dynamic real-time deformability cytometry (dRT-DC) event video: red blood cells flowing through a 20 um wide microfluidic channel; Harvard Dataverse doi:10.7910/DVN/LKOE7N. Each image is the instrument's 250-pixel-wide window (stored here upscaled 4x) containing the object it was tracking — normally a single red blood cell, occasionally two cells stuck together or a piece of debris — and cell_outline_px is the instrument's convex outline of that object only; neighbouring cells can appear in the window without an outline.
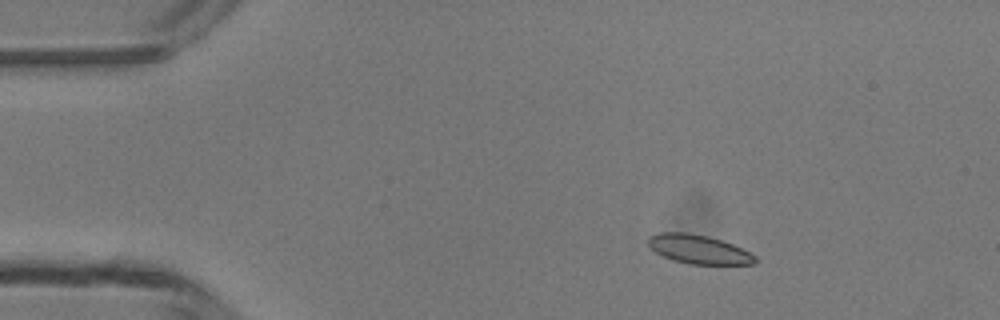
{"species": "common noctule bat (a hibernating species)", "species_latin": "Nyctalus noctula", "temperature_condition": "room temperature", "stored_images_in_passage": 48, "camera_frame_rate_fps": 3000, "um_per_image_px": 0.085, "animal": {"sex": "male", "body_mass_g": 13.3}, "frame": {"image": 1, "passage_image": 7, "time_ms": 2.0, "image_size_px": [1000, 320], "cell_outline_px": [[756, 264], [688, 264], [672, 260], [656, 252], [648, 244], [648, 236], [660, 232], [684, 232], [708, 236], [732, 244], [756, 256]], "centroid_in_image_um": [59.36, 21.19], "position_along_channel_um": 25.6, "area_um2": 17.86}}
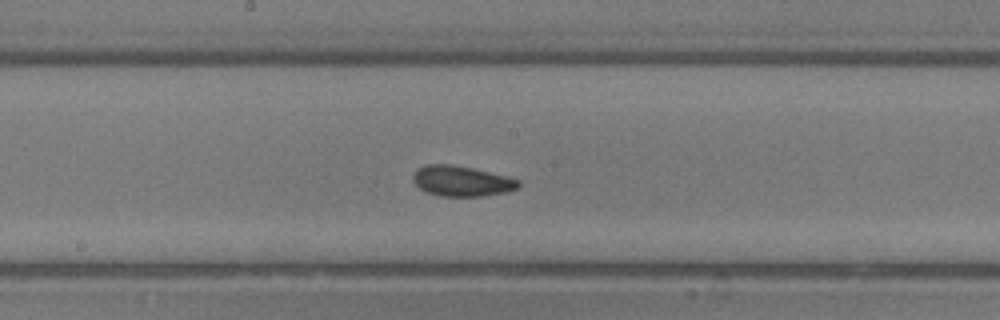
{"frame": {"image": 2, "passage_image": 25, "time_ms": 8.0, "image_size_px": [1000, 320], "cell_outline_px": [[520, 188], [504, 192], [480, 196], [440, 196], [424, 192], [412, 180], [412, 176], [416, 168], [424, 164], [448, 164], [472, 168], [508, 176], [520, 180]], "centroid_in_image_um": [39.21, 15.38], "position_along_channel_um": 209.0, "area_um2": 18.84}}
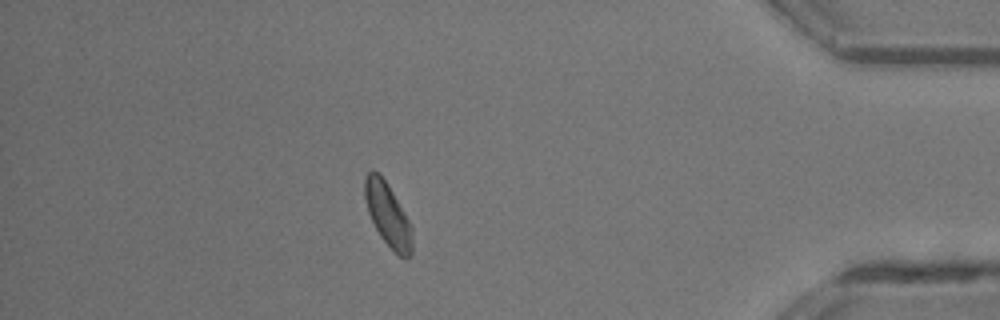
{"frame": {"image": 3, "passage_image": 42, "time_ms": 13.667, "image_size_px": [1000, 320], "cell_outline_px": [[412, 256], [400, 256], [380, 236], [368, 212], [364, 196], [364, 180], [368, 172], [372, 168], [384, 180], [392, 192], [408, 220], [412, 228]], "centroid_in_image_um": [32.95, 18.24], "position_along_channel_um": 402.3, "area_um2": 16.94}, "authors_computed_cell_mechanics": {"area_um2": 18.0914, "velocity_mm_per_s": 4.2069, "shape_relaxation_time_tau1_ms": 2.1123, "shape_relaxation_time_tau2_ms": 1.3214, "deformation_change_tau1": 0.0873, "deformation_change_tau2": 0.0673}}